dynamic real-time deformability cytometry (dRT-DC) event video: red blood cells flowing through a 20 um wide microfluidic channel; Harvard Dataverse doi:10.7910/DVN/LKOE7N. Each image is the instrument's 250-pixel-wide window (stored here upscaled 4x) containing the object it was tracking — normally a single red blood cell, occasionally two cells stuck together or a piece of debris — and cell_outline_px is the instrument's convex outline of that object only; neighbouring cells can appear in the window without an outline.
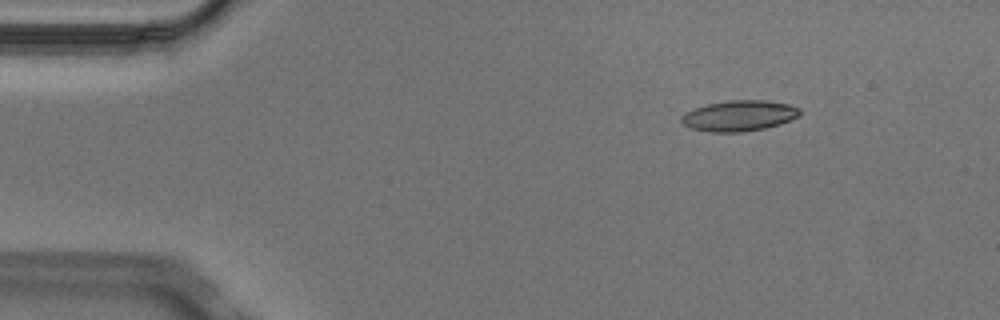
{"species": "Egyptian fruit bat (a non-hibernating species)", "species_latin": "Rousettus aegyptiacus", "temperature_condition": "cold", "stored_images_in_passage": 4, "camera_frame_rate_fps": 3000, "um_per_image_px": 0.085, "animal": {"sex": "male"}, "frame": {"image": 1, "passage_image": 1, "time_ms": 0.0, "image_size_px": [1000, 320], "cell_outline_px": [[804, 112], [800, 116], [780, 124], [764, 128], [744, 132], [708, 132], [692, 128], [684, 124], [680, 120], [680, 116], [684, 112], [692, 108], [708, 104], [728, 100], [764, 100], [788, 104], [800, 108]], "centroid_in_image_um": [62.83, 9.83], "position_along_channel_um": 22.2, "area_um2": 21.44}}
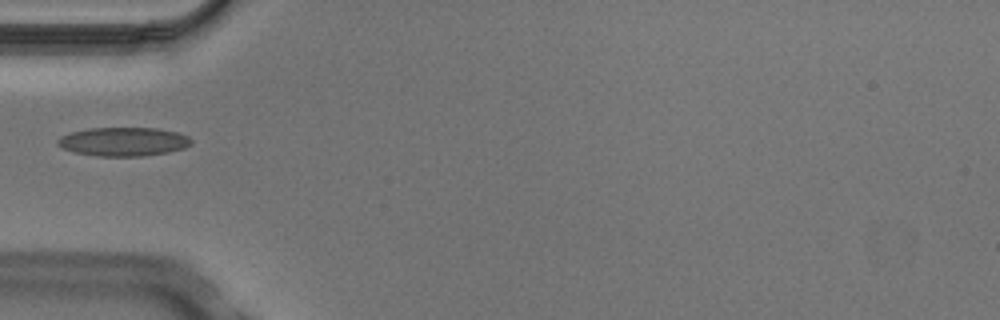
{"frame": {"image": 2, "passage_image": 4, "time_ms": 1.0, "image_size_px": [1000, 320], "cell_outline_px": [[192, 144], [184, 148], [168, 152], [140, 156], [96, 156], [72, 152], [56, 144], [56, 140], [60, 136], [72, 132], [88, 128], [156, 128], [176, 132], [188, 136], [192, 140]], "centroid_in_image_um": [10.47, 12.04], "position_along_channel_um": 74.5, "area_um2": 22.43}}